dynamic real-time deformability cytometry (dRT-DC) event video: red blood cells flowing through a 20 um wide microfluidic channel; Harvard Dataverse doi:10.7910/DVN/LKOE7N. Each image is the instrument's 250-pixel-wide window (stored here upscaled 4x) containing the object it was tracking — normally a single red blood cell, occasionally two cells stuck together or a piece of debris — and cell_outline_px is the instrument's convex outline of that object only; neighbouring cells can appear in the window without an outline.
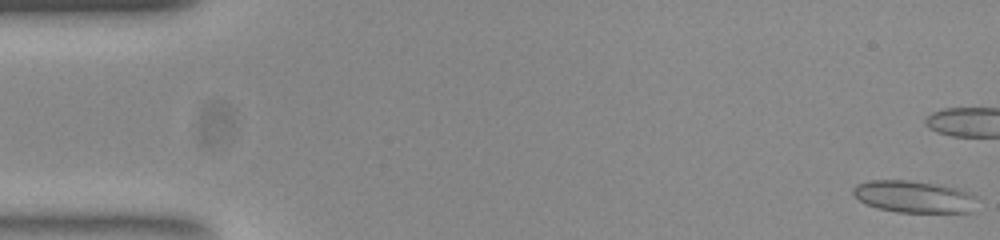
{"species": "common noctule bat (a hibernating species)", "species_latin": "Nyctalus noctula", "temperature_condition": "room temperature", "stored_images_in_passage": 10, "camera_frame_rate_fps": 3000, "um_per_image_px": 0.085, "animal": {"sex": "female", "body_mass_g": 23.0, "forearm_length_mm": 53.4}, "frame": {"image": 1, "passage_image": 1, "time_ms": 0.0, "image_size_px": [1000, 240], "cell_outline_px": [[972, 212], [896, 212], [876, 208], [860, 200], [852, 192], [852, 188], [856, 184], [868, 180], [908, 180], [932, 184], [952, 188], [964, 192], [972, 196]], "centroid_in_image_um": [77.54, 16.72], "position_along_channel_um": 7.5, "area_um2": 22.37}}